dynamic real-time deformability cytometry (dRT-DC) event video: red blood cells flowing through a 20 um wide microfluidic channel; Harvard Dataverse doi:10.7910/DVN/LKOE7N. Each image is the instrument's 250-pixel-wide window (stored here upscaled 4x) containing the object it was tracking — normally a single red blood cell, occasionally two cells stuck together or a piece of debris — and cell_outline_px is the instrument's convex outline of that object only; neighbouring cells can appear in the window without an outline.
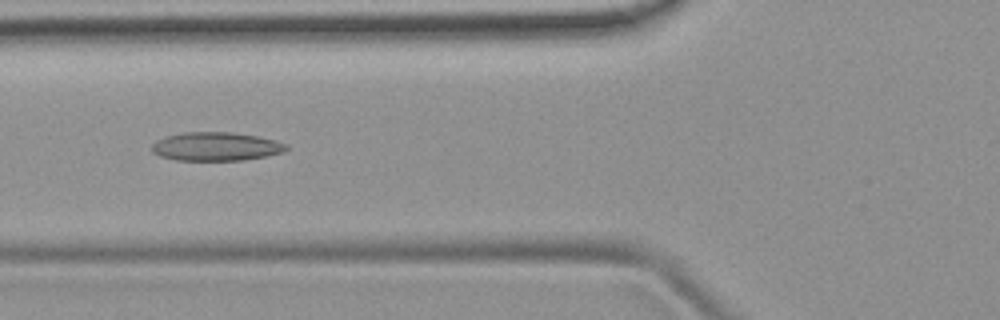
{"species": "common noctule bat (a hibernating species)", "species_latin": "Nyctalus noctula", "temperature_condition": "room temperature", "stored_images_in_passage": 51, "camera_frame_rate_fps": 3000, "um_per_image_px": 0.085, "animal": {"sex": "female", "body_mass_g": 19.9}, "frame": {"image": 1, "passage_image": 19, "time_ms": 6.0, "image_size_px": [1000, 320], "cell_outline_px": [[288, 148], [284, 152], [244, 160], [176, 160], [160, 156], [152, 152], [152, 144], [156, 140], [168, 136], [184, 132], [232, 132], [256, 136], [276, 140], [288, 144]], "centroid_in_image_um": [18.37, 12.45], "position_along_channel_um": 107.4, "area_um2": 22.37}}
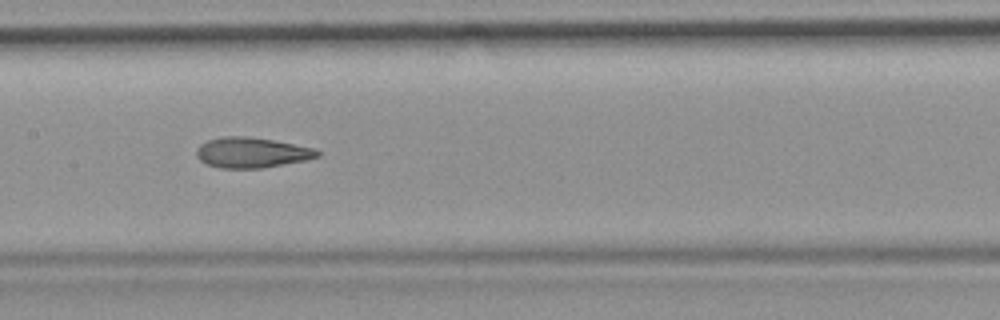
{"frame": {"image": 2, "passage_image": 25, "time_ms": 8.0, "image_size_px": [1000, 320], "cell_outline_px": [[320, 156], [304, 160], [284, 164], [260, 168], [220, 168], [208, 164], [200, 160], [196, 156], [196, 148], [200, 144], [208, 140], [220, 136], [248, 136], [272, 140], [316, 148], [320, 152]], "centroid_in_image_um": [21.37, 12.96], "position_along_channel_um": 186.0, "area_um2": 21.39}}
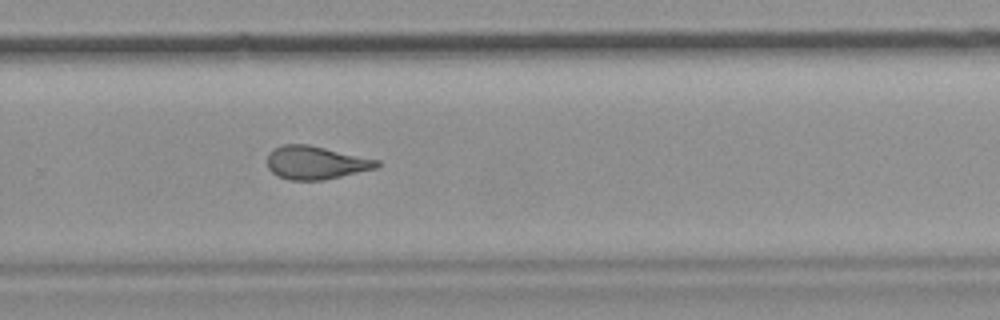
{"frame": {"image": 3, "passage_image": 34, "time_ms": 11.0, "image_size_px": [1000, 320], "cell_outline_px": [[380, 164], [376, 168], [324, 180], [288, 180], [272, 172], [268, 168], [268, 152], [284, 144], [308, 144], [380, 160]], "centroid_in_image_um": [26.84, 13.82], "position_along_channel_um": 303.0, "area_um2": 21.1}, "authors_computed_cell_mechanics": {"area_um2": 22.1374, "velocity_mm_per_s": 3.9217, "shape_relaxation_time_tau1_ms": null, "shape_relaxation_time_tau2_ms": 1.9919, "deformation_change_tau1": null, "deformation_change_tau2": 0.1028}}